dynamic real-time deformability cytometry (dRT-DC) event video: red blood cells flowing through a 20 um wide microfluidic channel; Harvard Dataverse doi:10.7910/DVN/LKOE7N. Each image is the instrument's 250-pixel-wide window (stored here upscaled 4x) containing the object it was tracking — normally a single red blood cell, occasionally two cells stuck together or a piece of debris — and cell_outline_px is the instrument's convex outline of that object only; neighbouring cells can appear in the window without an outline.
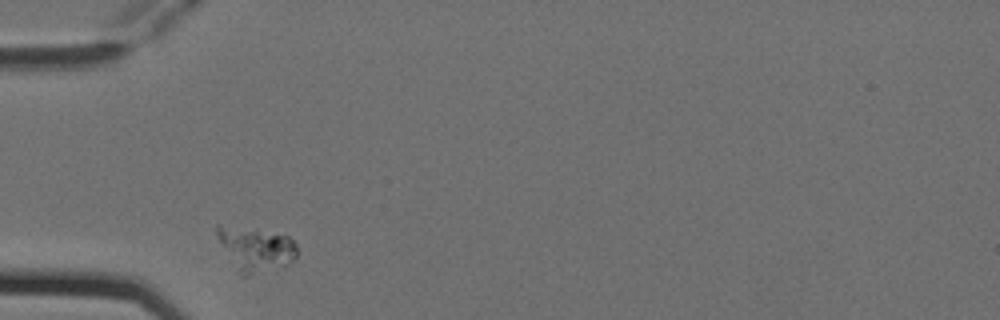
{"species": "Egyptian fruit bat (a non-hibernating species)", "species_latin": "Rousettus aegyptiacus", "temperature_condition": "cold", "stored_images_in_passage": 4, "camera_frame_rate_fps": 3000, "um_per_image_px": 0.085, "animal": {"sex": "female"}, "frame": {"image": 1, "passage_image": 1, "time_ms": 0.0, "image_size_px": [1000, 320], "cell_outline_px": [[296, 256], [288, 264], [248, 276], [244, 276], [240, 272], [216, 236], [216, 224], [256, 228], [288, 236], [296, 244]], "centroid_in_image_um": [21.73, 21.11], "position_along_channel_um": 63.3, "area_um2": 20.17}}
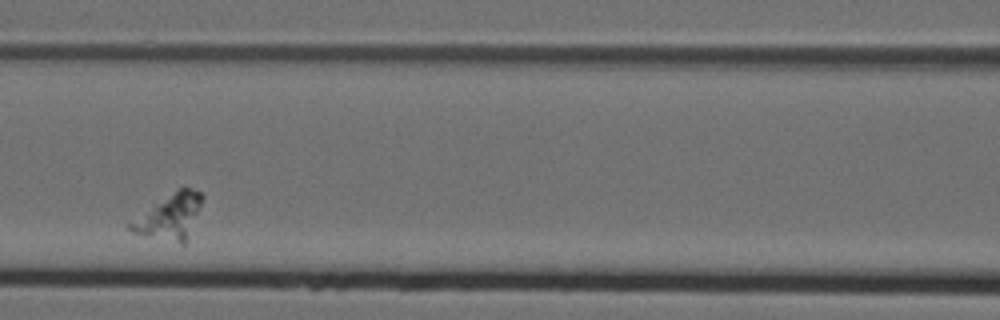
{"frame": {"image": 2, "passage_image": 3, "time_ms": 0.667, "image_size_px": [1000, 320], "cell_outline_px": [[204, 196], [184, 244], [180, 244], [132, 232], [124, 224], [180, 188], [192, 188], [200, 192]], "centroid_in_image_um": [14.39, 18.43], "position_along_channel_um": 152.2, "area_um2": 18.32}}
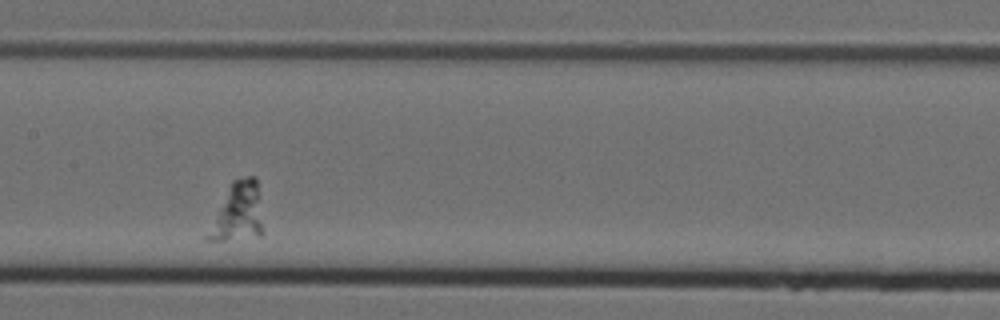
{"frame": {"image": 3, "passage_image": 4, "time_ms": 1.0, "image_size_px": [1000, 320], "cell_outline_px": [[264, 232], [260, 236], [224, 240], [204, 240], [204, 236], [232, 180], [248, 176], [256, 176]], "centroid_in_image_um": [20.22, 18.07], "position_along_channel_um": 187.2, "area_um2": 18.73}}